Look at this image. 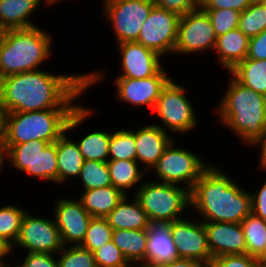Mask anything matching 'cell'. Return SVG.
I'll return each instance as SVG.
<instances>
[{
	"mask_svg": "<svg viewBox=\"0 0 266 267\" xmlns=\"http://www.w3.org/2000/svg\"><path fill=\"white\" fill-rule=\"evenodd\" d=\"M106 77L101 68L76 74H58L43 69L22 72L0 79V99L6 113L76 110L81 104L76 100Z\"/></svg>",
	"mask_w": 266,
	"mask_h": 267,
	"instance_id": "6da1fadb",
	"label": "cell"
},
{
	"mask_svg": "<svg viewBox=\"0 0 266 267\" xmlns=\"http://www.w3.org/2000/svg\"><path fill=\"white\" fill-rule=\"evenodd\" d=\"M238 183L210 163L190 191L192 214L203 222L241 223L252 212L251 193Z\"/></svg>",
	"mask_w": 266,
	"mask_h": 267,
	"instance_id": "7a4b0ae2",
	"label": "cell"
},
{
	"mask_svg": "<svg viewBox=\"0 0 266 267\" xmlns=\"http://www.w3.org/2000/svg\"><path fill=\"white\" fill-rule=\"evenodd\" d=\"M215 110L222 125L249 147L266 124V96L238 82L229 74L227 86Z\"/></svg>",
	"mask_w": 266,
	"mask_h": 267,
	"instance_id": "3957f363",
	"label": "cell"
},
{
	"mask_svg": "<svg viewBox=\"0 0 266 267\" xmlns=\"http://www.w3.org/2000/svg\"><path fill=\"white\" fill-rule=\"evenodd\" d=\"M50 34L39 25L1 31L0 79L41 69L54 52L52 48L54 38Z\"/></svg>",
	"mask_w": 266,
	"mask_h": 267,
	"instance_id": "277c9868",
	"label": "cell"
},
{
	"mask_svg": "<svg viewBox=\"0 0 266 267\" xmlns=\"http://www.w3.org/2000/svg\"><path fill=\"white\" fill-rule=\"evenodd\" d=\"M75 110H38L8 112L5 120L4 144H21L31 140L57 141L65 132Z\"/></svg>",
	"mask_w": 266,
	"mask_h": 267,
	"instance_id": "5b68a950",
	"label": "cell"
},
{
	"mask_svg": "<svg viewBox=\"0 0 266 267\" xmlns=\"http://www.w3.org/2000/svg\"><path fill=\"white\" fill-rule=\"evenodd\" d=\"M147 178L134 196L150 222H173L191 212H186L191 209L190 190L177 184L154 181L149 175Z\"/></svg>",
	"mask_w": 266,
	"mask_h": 267,
	"instance_id": "8992f818",
	"label": "cell"
},
{
	"mask_svg": "<svg viewBox=\"0 0 266 267\" xmlns=\"http://www.w3.org/2000/svg\"><path fill=\"white\" fill-rule=\"evenodd\" d=\"M171 78L163 87L160 97L152 111L154 118L161 129L173 134L186 135L198 128V113L191 99L188 98L187 86ZM182 84V85H181ZM159 121V124H158ZM199 122V123H198Z\"/></svg>",
	"mask_w": 266,
	"mask_h": 267,
	"instance_id": "52a82bcc",
	"label": "cell"
},
{
	"mask_svg": "<svg viewBox=\"0 0 266 267\" xmlns=\"http://www.w3.org/2000/svg\"><path fill=\"white\" fill-rule=\"evenodd\" d=\"M177 141L174 139L170 143L150 172L155 177L154 181L177 184L191 191L211 162L207 163L187 147H178Z\"/></svg>",
	"mask_w": 266,
	"mask_h": 267,
	"instance_id": "ba28073f",
	"label": "cell"
},
{
	"mask_svg": "<svg viewBox=\"0 0 266 267\" xmlns=\"http://www.w3.org/2000/svg\"><path fill=\"white\" fill-rule=\"evenodd\" d=\"M102 14L113 32L115 44L137 42L141 27L152 10L153 0H100Z\"/></svg>",
	"mask_w": 266,
	"mask_h": 267,
	"instance_id": "9c48e42d",
	"label": "cell"
},
{
	"mask_svg": "<svg viewBox=\"0 0 266 267\" xmlns=\"http://www.w3.org/2000/svg\"><path fill=\"white\" fill-rule=\"evenodd\" d=\"M217 36L206 11L199 5L180 17L174 55L213 53Z\"/></svg>",
	"mask_w": 266,
	"mask_h": 267,
	"instance_id": "30bf717a",
	"label": "cell"
},
{
	"mask_svg": "<svg viewBox=\"0 0 266 267\" xmlns=\"http://www.w3.org/2000/svg\"><path fill=\"white\" fill-rule=\"evenodd\" d=\"M33 212L26 211L23 216L20 233L15 244L11 247L14 249L21 248L24 253H50L57 254L64 247L58 227L53 219L48 216H35Z\"/></svg>",
	"mask_w": 266,
	"mask_h": 267,
	"instance_id": "8fae6325",
	"label": "cell"
},
{
	"mask_svg": "<svg viewBox=\"0 0 266 267\" xmlns=\"http://www.w3.org/2000/svg\"><path fill=\"white\" fill-rule=\"evenodd\" d=\"M94 112V109L92 107L90 108V105L87 107L80 104L71 114L66 126V132L57 140V185L67 184L69 179L70 182L72 181L71 179L77 181L76 179L80 174L85 160L82 153L79 151L75 140L76 137L74 138L71 136V131H76V128L84 125L85 121L89 119L92 114H95Z\"/></svg>",
	"mask_w": 266,
	"mask_h": 267,
	"instance_id": "7c38bea8",
	"label": "cell"
},
{
	"mask_svg": "<svg viewBox=\"0 0 266 267\" xmlns=\"http://www.w3.org/2000/svg\"><path fill=\"white\" fill-rule=\"evenodd\" d=\"M180 17L174 12L154 5L141 27L137 43L162 57L169 53L173 55Z\"/></svg>",
	"mask_w": 266,
	"mask_h": 267,
	"instance_id": "4fadbf2b",
	"label": "cell"
},
{
	"mask_svg": "<svg viewBox=\"0 0 266 267\" xmlns=\"http://www.w3.org/2000/svg\"><path fill=\"white\" fill-rule=\"evenodd\" d=\"M169 70L164 67L154 76L143 79L115 78V100L125 102L130 106L148 107L153 111L163 87L171 79Z\"/></svg>",
	"mask_w": 266,
	"mask_h": 267,
	"instance_id": "5bb4252c",
	"label": "cell"
},
{
	"mask_svg": "<svg viewBox=\"0 0 266 267\" xmlns=\"http://www.w3.org/2000/svg\"><path fill=\"white\" fill-rule=\"evenodd\" d=\"M170 230L179 258L212 263L204 222L197 216L170 222Z\"/></svg>",
	"mask_w": 266,
	"mask_h": 267,
	"instance_id": "9a60e30c",
	"label": "cell"
},
{
	"mask_svg": "<svg viewBox=\"0 0 266 267\" xmlns=\"http://www.w3.org/2000/svg\"><path fill=\"white\" fill-rule=\"evenodd\" d=\"M53 216L64 246H77L83 242L92 216L78 199L60 197L55 200Z\"/></svg>",
	"mask_w": 266,
	"mask_h": 267,
	"instance_id": "2e32d148",
	"label": "cell"
},
{
	"mask_svg": "<svg viewBox=\"0 0 266 267\" xmlns=\"http://www.w3.org/2000/svg\"><path fill=\"white\" fill-rule=\"evenodd\" d=\"M116 47L121 72L115 78L143 79L156 75L164 67L163 57L142 44L124 42Z\"/></svg>",
	"mask_w": 266,
	"mask_h": 267,
	"instance_id": "e0dca14e",
	"label": "cell"
},
{
	"mask_svg": "<svg viewBox=\"0 0 266 267\" xmlns=\"http://www.w3.org/2000/svg\"><path fill=\"white\" fill-rule=\"evenodd\" d=\"M208 247L212 258L247 254V245L241 223L204 222Z\"/></svg>",
	"mask_w": 266,
	"mask_h": 267,
	"instance_id": "ac0fdd59",
	"label": "cell"
},
{
	"mask_svg": "<svg viewBox=\"0 0 266 267\" xmlns=\"http://www.w3.org/2000/svg\"><path fill=\"white\" fill-rule=\"evenodd\" d=\"M147 124L145 126L143 124L135 130V146L136 161L149 174L175 138L158 125Z\"/></svg>",
	"mask_w": 266,
	"mask_h": 267,
	"instance_id": "d6986e66",
	"label": "cell"
},
{
	"mask_svg": "<svg viewBox=\"0 0 266 267\" xmlns=\"http://www.w3.org/2000/svg\"><path fill=\"white\" fill-rule=\"evenodd\" d=\"M145 261L139 267H158L179 259L170 222H150Z\"/></svg>",
	"mask_w": 266,
	"mask_h": 267,
	"instance_id": "ffe728a7",
	"label": "cell"
},
{
	"mask_svg": "<svg viewBox=\"0 0 266 267\" xmlns=\"http://www.w3.org/2000/svg\"><path fill=\"white\" fill-rule=\"evenodd\" d=\"M43 4L46 6L45 0H0V30L38 26L37 23H34L32 15Z\"/></svg>",
	"mask_w": 266,
	"mask_h": 267,
	"instance_id": "44dd1931",
	"label": "cell"
},
{
	"mask_svg": "<svg viewBox=\"0 0 266 267\" xmlns=\"http://www.w3.org/2000/svg\"><path fill=\"white\" fill-rule=\"evenodd\" d=\"M250 38L239 28L220 35L216 39L214 53L216 61L228 74L239 63L246 59Z\"/></svg>",
	"mask_w": 266,
	"mask_h": 267,
	"instance_id": "7402d4cb",
	"label": "cell"
},
{
	"mask_svg": "<svg viewBox=\"0 0 266 267\" xmlns=\"http://www.w3.org/2000/svg\"><path fill=\"white\" fill-rule=\"evenodd\" d=\"M113 230H139L149 227V219L138 199L125 195L118 205L105 217Z\"/></svg>",
	"mask_w": 266,
	"mask_h": 267,
	"instance_id": "603a6c76",
	"label": "cell"
},
{
	"mask_svg": "<svg viewBox=\"0 0 266 267\" xmlns=\"http://www.w3.org/2000/svg\"><path fill=\"white\" fill-rule=\"evenodd\" d=\"M107 165L112 185L124 195H130L132 190L135 192L132 191L131 196L135 195L145 177L148 176L137 161L108 160Z\"/></svg>",
	"mask_w": 266,
	"mask_h": 267,
	"instance_id": "cb8c5ba5",
	"label": "cell"
},
{
	"mask_svg": "<svg viewBox=\"0 0 266 267\" xmlns=\"http://www.w3.org/2000/svg\"><path fill=\"white\" fill-rule=\"evenodd\" d=\"M78 200L92 217L105 218L125 196L113 185L81 191Z\"/></svg>",
	"mask_w": 266,
	"mask_h": 267,
	"instance_id": "d4e9b609",
	"label": "cell"
},
{
	"mask_svg": "<svg viewBox=\"0 0 266 267\" xmlns=\"http://www.w3.org/2000/svg\"><path fill=\"white\" fill-rule=\"evenodd\" d=\"M147 240V229H118L112 233V241L133 267H139L145 261Z\"/></svg>",
	"mask_w": 266,
	"mask_h": 267,
	"instance_id": "484cf974",
	"label": "cell"
},
{
	"mask_svg": "<svg viewBox=\"0 0 266 267\" xmlns=\"http://www.w3.org/2000/svg\"><path fill=\"white\" fill-rule=\"evenodd\" d=\"M48 144L44 140H31L21 144H5L7 148V165L13 167L16 171L18 169L28 177L33 176L34 178L36 154Z\"/></svg>",
	"mask_w": 266,
	"mask_h": 267,
	"instance_id": "4316f807",
	"label": "cell"
},
{
	"mask_svg": "<svg viewBox=\"0 0 266 267\" xmlns=\"http://www.w3.org/2000/svg\"><path fill=\"white\" fill-rule=\"evenodd\" d=\"M229 73L244 86L266 96V60L246 58Z\"/></svg>",
	"mask_w": 266,
	"mask_h": 267,
	"instance_id": "83f0119b",
	"label": "cell"
},
{
	"mask_svg": "<svg viewBox=\"0 0 266 267\" xmlns=\"http://www.w3.org/2000/svg\"><path fill=\"white\" fill-rule=\"evenodd\" d=\"M241 227L247 245V254L260 260L266 258V221L252 212L246 216Z\"/></svg>",
	"mask_w": 266,
	"mask_h": 267,
	"instance_id": "f1b7e54d",
	"label": "cell"
},
{
	"mask_svg": "<svg viewBox=\"0 0 266 267\" xmlns=\"http://www.w3.org/2000/svg\"><path fill=\"white\" fill-rule=\"evenodd\" d=\"M95 128L94 131L85 133V136L77 138L79 151L84 160L107 162L109 156L110 131ZM79 139V140H78Z\"/></svg>",
	"mask_w": 266,
	"mask_h": 267,
	"instance_id": "f546056e",
	"label": "cell"
},
{
	"mask_svg": "<svg viewBox=\"0 0 266 267\" xmlns=\"http://www.w3.org/2000/svg\"><path fill=\"white\" fill-rule=\"evenodd\" d=\"M110 131V145L108 160L136 161L135 129L121 128Z\"/></svg>",
	"mask_w": 266,
	"mask_h": 267,
	"instance_id": "4dcf8cb0",
	"label": "cell"
},
{
	"mask_svg": "<svg viewBox=\"0 0 266 267\" xmlns=\"http://www.w3.org/2000/svg\"><path fill=\"white\" fill-rule=\"evenodd\" d=\"M12 203L0 205V238L11 247L20 233L21 222L27 208Z\"/></svg>",
	"mask_w": 266,
	"mask_h": 267,
	"instance_id": "1f68e13d",
	"label": "cell"
},
{
	"mask_svg": "<svg viewBox=\"0 0 266 267\" xmlns=\"http://www.w3.org/2000/svg\"><path fill=\"white\" fill-rule=\"evenodd\" d=\"M77 179L82 191L112 185L107 162L85 160Z\"/></svg>",
	"mask_w": 266,
	"mask_h": 267,
	"instance_id": "d6a6232c",
	"label": "cell"
},
{
	"mask_svg": "<svg viewBox=\"0 0 266 267\" xmlns=\"http://www.w3.org/2000/svg\"><path fill=\"white\" fill-rule=\"evenodd\" d=\"M238 28L249 38L266 30V6L260 0L240 13Z\"/></svg>",
	"mask_w": 266,
	"mask_h": 267,
	"instance_id": "836d02e7",
	"label": "cell"
},
{
	"mask_svg": "<svg viewBox=\"0 0 266 267\" xmlns=\"http://www.w3.org/2000/svg\"><path fill=\"white\" fill-rule=\"evenodd\" d=\"M57 141L36 154L34 178L57 184Z\"/></svg>",
	"mask_w": 266,
	"mask_h": 267,
	"instance_id": "e575fe53",
	"label": "cell"
},
{
	"mask_svg": "<svg viewBox=\"0 0 266 267\" xmlns=\"http://www.w3.org/2000/svg\"><path fill=\"white\" fill-rule=\"evenodd\" d=\"M113 229L106 218L92 217L81 247L92 253L107 242L112 241Z\"/></svg>",
	"mask_w": 266,
	"mask_h": 267,
	"instance_id": "d590c367",
	"label": "cell"
},
{
	"mask_svg": "<svg viewBox=\"0 0 266 267\" xmlns=\"http://www.w3.org/2000/svg\"><path fill=\"white\" fill-rule=\"evenodd\" d=\"M57 259L58 267H96L94 254L80 245L64 246Z\"/></svg>",
	"mask_w": 266,
	"mask_h": 267,
	"instance_id": "8d00e7d4",
	"label": "cell"
},
{
	"mask_svg": "<svg viewBox=\"0 0 266 267\" xmlns=\"http://www.w3.org/2000/svg\"><path fill=\"white\" fill-rule=\"evenodd\" d=\"M217 37L238 28L240 12L233 9H204Z\"/></svg>",
	"mask_w": 266,
	"mask_h": 267,
	"instance_id": "74e56055",
	"label": "cell"
},
{
	"mask_svg": "<svg viewBox=\"0 0 266 267\" xmlns=\"http://www.w3.org/2000/svg\"><path fill=\"white\" fill-rule=\"evenodd\" d=\"M93 254L96 267H133L113 241L105 243Z\"/></svg>",
	"mask_w": 266,
	"mask_h": 267,
	"instance_id": "f35d334b",
	"label": "cell"
},
{
	"mask_svg": "<svg viewBox=\"0 0 266 267\" xmlns=\"http://www.w3.org/2000/svg\"><path fill=\"white\" fill-rule=\"evenodd\" d=\"M263 260L248 254L219 256L212 260V267H262Z\"/></svg>",
	"mask_w": 266,
	"mask_h": 267,
	"instance_id": "ab89813d",
	"label": "cell"
},
{
	"mask_svg": "<svg viewBox=\"0 0 266 267\" xmlns=\"http://www.w3.org/2000/svg\"><path fill=\"white\" fill-rule=\"evenodd\" d=\"M18 264L19 267H58L57 254L50 253H26Z\"/></svg>",
	"mask_w": 266,
	"mask_h": 267,
	"instance_id": "60d3db41",
	"label": "cell"
},
{
	"mask_svg": "<svg viewBox=\"0 0 266 267\" xmlns=\"http://www.w3.org/2000/svg\"><path fill=\"white\" fill-rule=\"evenodd\" d=\"M158 7L174 12L179 16H184L190 11L195 10L199 5L195 0H153Z\"/></svg>",
	"mask_w": 266,
	"mask_h": 267,
	"instance_id": "b9f144b4",
	"label": "cell"
},
{
	"mask_svg": "<svg viewBox=\"0 0 266 267\" xmlns=\"http://www.w3.org/2000/svg\"><path fill=\"white\" fill-rule=\"evenodd\" d=\"M254 0H204L200 5L203 9H233L243 12Z\"/></svg>",
	"mask_w": 266,
	"mask_h": 267,
	"instance_id": "7bdbcfd3",
	"label": "cell"
},
{
	"mask_svg": "<svg viewBox=\"0 0 266 267\" xmlns=\"http://www.w3.org/2000/svg\"><path fill=\"white\" fill-rule=\"evenodd\" d=\"M262 171H266V169H262ZM259 186L257 191H250L252 213L266 221V181Z\"/></svg>",
	"mask_w": 266,
	"mask_h": 267,
	"instance_id": "ee69618b",
	"label": "cell"
},
{
	"mask_svg": "<svg viewBox=\"0 0 266 267\" xmlns=\"http://www.w3.org/2000/svg\"><path fill=\"white\" fill-rule=\"evenodd\" d=\"M246 58L253 60H266V30L250 38Z\"/></svg>",
	"mask_w": 266,
	"mask_h": 267,
	"instance_id": "f6af8a7d",
	"label": "cell"
},
{
	"mask_svg": "<svg viewBox=\"0 0 266 267\" xmlns=\"http://www.w3.org/2000/svg\"><path fill=\"white\" fill-rule=\"evenodd\" d=\"M259 148L258 166L257 168L262 170L266 169V124L263 127L262 133L255 139V141L249 145V147Z\"/></svg>",
	"mask_w": 266,
	"mask_h": 267,
	"instance_id": "bcb514c9",
	"label": "cell"
},
{
	"mask_svg": "<svg viewBox=\"0 0 266 267\" xmlns=\"http://www.w3.org/2000/svg\"><path fill=\"white\" fill-rule=\"evenodd\" d=\"M158 267H212V266L211 263H204L193 259L179 258L170 263H166Z\"/></svg>",
	"mask_w": 266,
	"mask_h": 267,
	"instance_id": "7dc6e473",
	"label": "cell"
},
{
	"mask_svg": "<svg viewBox=\"0 0 266 267\" xmlns=\"http://www.w3.org/2000/svg\"><path fill=\"white\" fill-rule=\"evenodd\" d=\"M14 256V254L12 255L11 246L0 238V265L7 264V258L9 257L11 260V258H14Z\"/></svg>",
	"mask_w": 266,
	"mask_h": 267,
	"instance_id": "c3c4849f",
	"label": "cell"
},
{
	"mask_svg": "<svg viewBox=\"0 0 266 267\" xmlns=\"http://www.w3.org/2000/svg\"><path fill=\"white\" fill-rule=\"evenodd\" d=\"M4 165H7V148L3 139H0V173L3 172L2 170L5 168ZM0 175H2V173Z\"/></svg>",
	"mask_w": 266,
	"mask_h": 267,
	"instance_id": "681fc988",
	"label": "cell"
},
{
	"mask_svg": "<svg viewBox=\"0 0 266 267\" xmlns=\"http://www.w3.org/2000/svg\"><path fill=\"white\" fill-rule=\"evenodd\" d=\"M5 120H6V111L0 99V139H3L5 133Z\"/></svg>",
	"mask_w": 266,
	"mask_h": 267,
	"instance_id": "f907efd6",
	"label": "cell"
},
{
	"mask_svg": "<svg viewBox=\"0 0 266 267\" xmlns=\"http://www.w3.org/2000/svg\"><path fill=\"white\" fill-rule=\"evenodd\" d=\"M61 1L62 2L64 1L65 2V0H45V3H46V6H48V7H51L52 6L53 7V5L55 6V4L61 3Z\"/></svg>",
	"mask_w": 266,
	"mask_h": 267,
	"instance_id": "816d5d0a",
	"label": "cell"
},
{
	"mask_svg": "<svg viewBox=\"0 0 266 267\" xmlns=\"http://www.w3.org/2000/svg\"><path fill=\"white\" fill-rule=\"evenodd\" d=\"M14 264L13 263H11V264H4V265H0V267H19L17 264H15L14 266H13Z\"/></svg>",
	"mask_w": 266,
	"mask_h": 267,
	"instance_id": "f5cc1de1",
	"label": "cell"
},
{
	"mask_svg": "<svg viewBox=\"0 0 266 267\" xmlns=\"http://www.w3.org/2000/svg\"><path fill=\"white\" fill-rule=\"evenodd\" d=\"M198 5H201L204 0H195Z\"/></svg>",
	"mask_w": 266,
	"mask_h": 267,
	"instance_id": "db71d44e",
	"label": "cell"
},
{
	"mask_svg": "<svg viewBox=\"0 0 266 267\" xmlns=\"http://www.w3.org/2000/svg\"><path fill=\"white\" fill-rule=\"evenodd\" d=\"M266 6V0H260Z\"/></svg>",
	"mask_w": 266,
	"mask_h": 267,
	"instance_id": "11a10c76",
	"label": "cell"
},
{
	"mask_svg": "<svg viewBox=\"0 0 266 267\" xmlns=\"http://www.w3.org/2000/svg\"><path fill=\"white\" fill-rule=\"evenodd\" d=\"M262 267H266V263L264 261L262 262Z\"/></svg>",
	"mask_w": 266,
	"mask_h": 267,
	"instance_id": "9f6ffc18",
	"label": "cell"
}]
</instances>
